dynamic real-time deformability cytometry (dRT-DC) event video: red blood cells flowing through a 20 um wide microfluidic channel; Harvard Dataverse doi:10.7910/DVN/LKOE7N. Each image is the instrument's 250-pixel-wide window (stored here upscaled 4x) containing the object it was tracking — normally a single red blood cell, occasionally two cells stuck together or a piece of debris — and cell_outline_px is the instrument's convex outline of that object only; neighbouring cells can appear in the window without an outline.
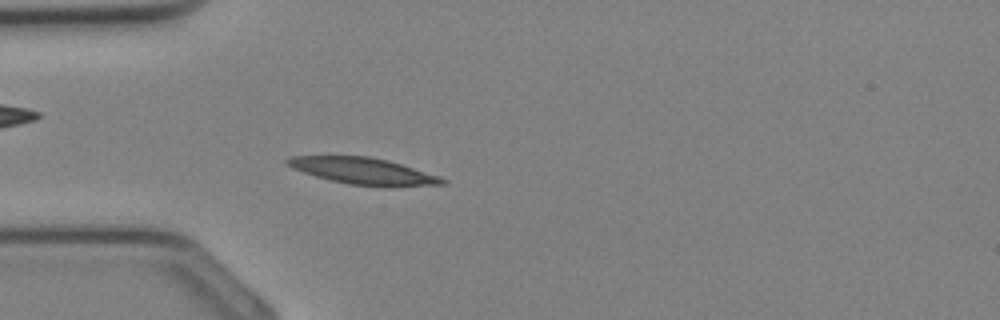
{"species": "Egyptian fruit bat (a non-hibernating species)", "species_latin": "Rousettus aegyptiacus", "temperature_condition": "cold", "stored_images_in_passage": 32, "camera_frame_rate_fps": 3000, "um_per_image_px": 0.085, "animal": {"sex": "female"}, "frame": {"image": 1, "passage_image": 8, "time_ms": 2.333, "image_size_px": [1000, 320], "cell_outline_px": [[448, 180], [444, 184], [348, 184], [316, 176], [292, 168], [284, 160], [292, 156], [368, 156], [388, 160], [440, 176]], "centroid_in_image_um": [30.8, 14.48], "position_along_channel_um": 54.2, "area_um2": 22.77}}
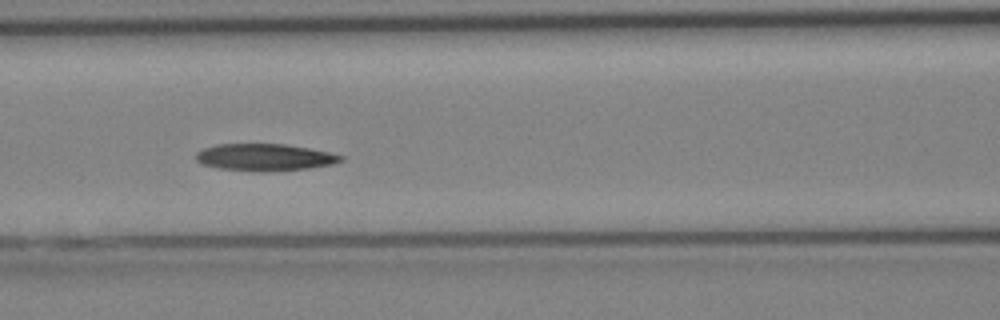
{"frame": {"image": 2, "passage_image": 13, "time_ms": 4.0, "image_size_px": [1000, 320], "cell_outline_px": [[344, 160], [332, 164], [308, 168], [264, 172], [260, 172], [220, 168], [200, 164], [196, 160], [196, 152], [204, 148], [216, 144], [284, 144], [308, 148], [328, 152], [344, 156]], "centroid_in_image_um": [22.48, 13.37], "position_along_channel_um": 144.1, "area_um2": 22.77}}
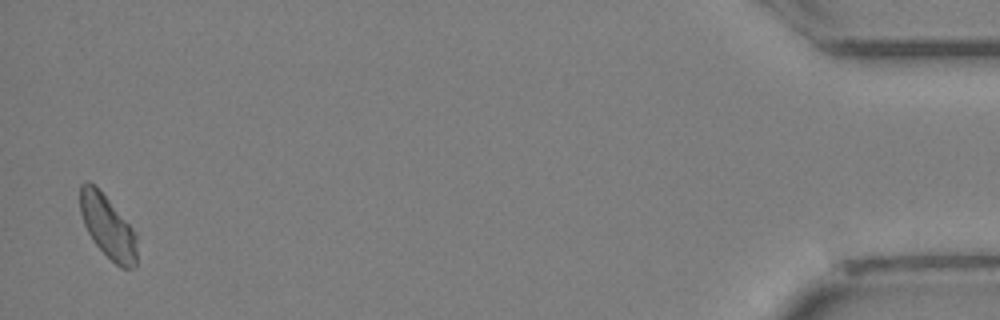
{"frame": {"image": 3, "passage_image": 32, "time_ms": 10.333, "image_size_px": [1000, 320], "cell_outline_px": [[136, 264], [132, 268], [120, 268], [92, 240], [84, 224], [80, 212], [80, 184], [88, 180], [108, 200], [128, 224], [136, 236]], "centroid_in_image_um": [9.13, 19.29], "position_along_channel_um": 426.1, "area_um2": 20.11}}